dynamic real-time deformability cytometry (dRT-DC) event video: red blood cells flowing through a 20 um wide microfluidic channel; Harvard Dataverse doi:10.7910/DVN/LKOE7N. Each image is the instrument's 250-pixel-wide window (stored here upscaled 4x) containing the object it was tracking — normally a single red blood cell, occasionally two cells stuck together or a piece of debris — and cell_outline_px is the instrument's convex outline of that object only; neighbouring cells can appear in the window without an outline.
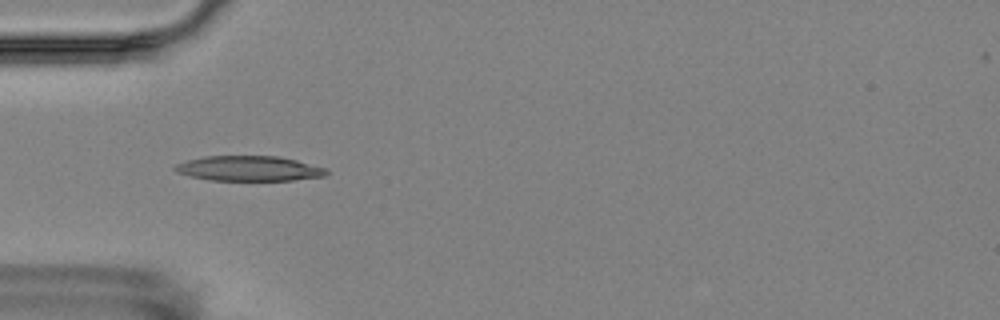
{"species": "Egyptian fruit bat (a non-hibernating species)", "species_latin": "Rousettus aegyptiacus", "temperature_condition": "room temperature", "stored_images_in_passage": 5, "camera_frame_rate_fps": 3000, "um_per_image_px": 0.085, "animal": {"sex": "female"}, "frame": {"image": 1, "passage_image": 4, "time_ms": 5.0, "image_size_px": [1000, 320], "cell_outline_px": [[328, 172], [324, 176], [292, 180], [212, 180], [192, 176], [176, 172], [172, 168], [176, 164], [188, 160], [204, 156], [280, 156], [296, 160], [324, 168]], "centroid_in_image_um": [21.14, 14.31], "position_along_channel_um": 63.9, "area_um2": 21.85}}